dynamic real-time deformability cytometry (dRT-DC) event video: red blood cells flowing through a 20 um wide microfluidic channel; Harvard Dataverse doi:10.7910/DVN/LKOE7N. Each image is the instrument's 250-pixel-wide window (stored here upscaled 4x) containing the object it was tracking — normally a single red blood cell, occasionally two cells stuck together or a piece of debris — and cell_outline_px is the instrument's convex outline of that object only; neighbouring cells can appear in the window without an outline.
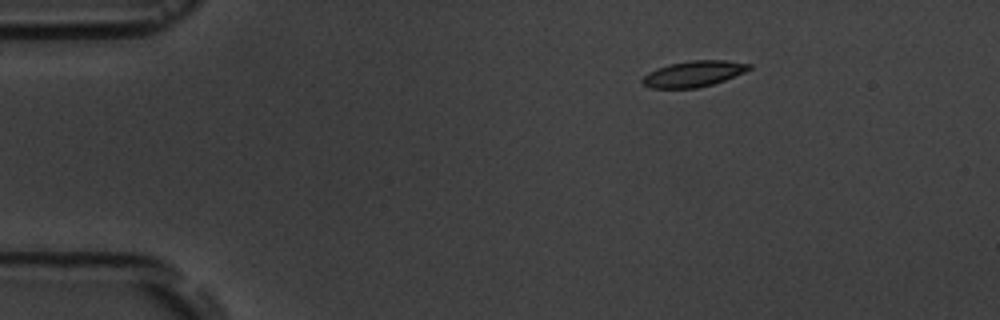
{"species": "common noctule bat (a hibernating species)", "species_latin": "Nyctalus noctula", "temperature_condition": "room temperature", "stored_images_in_passage": 3, "camera_frame_rate_fps": 3000, "um_per_image_px": 0.085, "animal": {"sex": "male", "body_mass_g": 19.5, "forearm_length_mm": 54.6}, "frame": {"image": 1, "passage_image": 1, "time_ms": 0.0, "image_size_px": [1000, 320], "cell_outline_px": [[752, 68], [744, 72], [724, 80], [712, 84], [696, 88], [652, 88], [644, 84], [640, 80], [648, 72], [656, 68], [668, 64], [688, 60], [724, 60], [752, 64]], "centroid_in_image_um": [58.94, 6.26], "position_along_channel_um": 26.1, "area_um2": 16.13}}
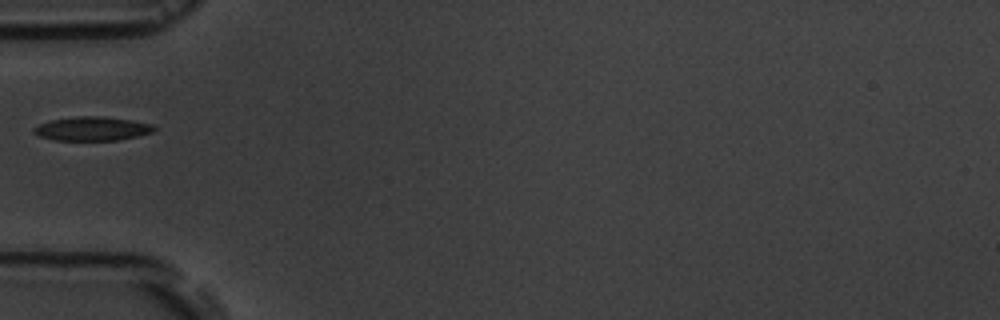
{"frame": {"image": 2, "passage_image": 3, "time_ms": 3.333, "image_size_px": [1000, 320], "cell_outline_px": [[156, 128], [152, 132], [140, 136], [120, 140], [56, 140], [40, 136], [32, 132], [32, 128], [40, 124], [52, 120], [76, 116], [104, 116], [132, 120], [152, 124]], "centroid_in_image_um": [7.86, 10.94], "position_along_channel_um": 77.1, "area_um2": 16.82}}